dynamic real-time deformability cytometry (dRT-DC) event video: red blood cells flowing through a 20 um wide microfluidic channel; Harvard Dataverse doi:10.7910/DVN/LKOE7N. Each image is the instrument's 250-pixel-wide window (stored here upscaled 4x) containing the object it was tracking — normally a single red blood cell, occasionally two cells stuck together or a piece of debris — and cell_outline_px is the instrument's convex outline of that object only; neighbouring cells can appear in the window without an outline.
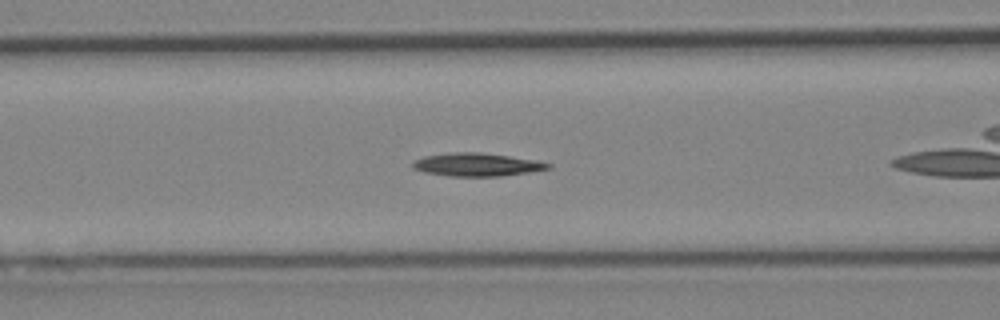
{"species": "Egyptian fruit bat (a non-hibernating species)", "species_latin": "Rousettus aegyptiacus", "temperature_condition": "cold", "stored_images_in_passage": 25, "camera_frame_rate_fps": 3000, "um_per_image_px": 0.085, "animal": {"sex": "female"}, "frame": {"image": 1, "passage_image": 6, "time_ms": 1.667, "image_size_px": [1000, 320], "cell_outline_px": [[552, 168], [528, 172], [500, 176], [448, 176], [424, 172], [412, 168], [412, 160], [424, 156], [452, 152], [480, 152], [508, 156], [532, 160], [552, 164]], "centroid_in_image_um": [40.47, 13.99], "position_along_channel_um": 126.1, "area_um2": 18.15}}
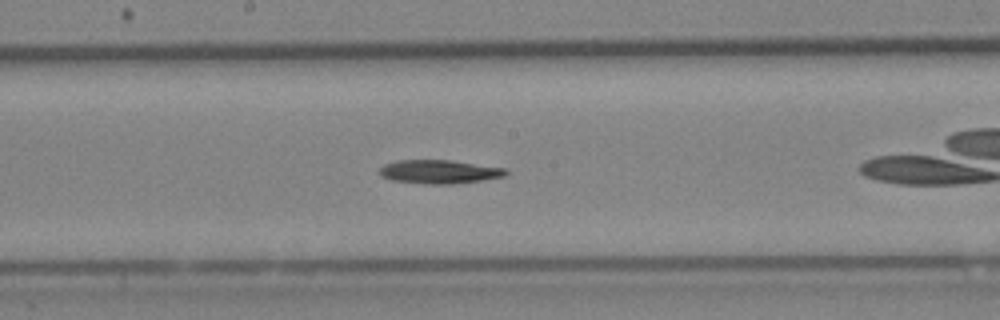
{"frame": {"image": 2, "passage_image": 12, "time_ms": 3.667, "image_size_px": [1000, 320], "cell_outline_px": [[508, 172], [504, 176], [480, 180], [452, 184], [424, 184], [392, 180], [380, 176], [380, 168], [384, 164], [396, 160], [448, 160], [504, 168]], "centroid_in_image_um": [37.27, 14.6], "position_along_channel_um": 210.9, "area_um2": 17.22}}
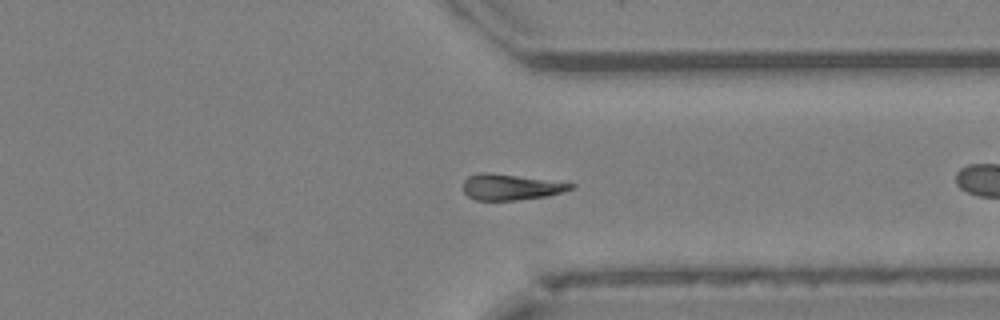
{"frame": {"image": 3, "passage_image": 23, "time_ms": 7.333, "image_size_px": [1000, 320], "cell_outline_px": [[576, 184], [572, 188], [560, 192], [544, 196], [516, 200], [476, 200], [468, 196], [464, 192], [464, 180], [468, 176], [480, 172], [488, 172]], "centroid_in_image_um": [43.34, 15.89], "position_along_channel_um": 368.1, "area_um2": 15.84}}